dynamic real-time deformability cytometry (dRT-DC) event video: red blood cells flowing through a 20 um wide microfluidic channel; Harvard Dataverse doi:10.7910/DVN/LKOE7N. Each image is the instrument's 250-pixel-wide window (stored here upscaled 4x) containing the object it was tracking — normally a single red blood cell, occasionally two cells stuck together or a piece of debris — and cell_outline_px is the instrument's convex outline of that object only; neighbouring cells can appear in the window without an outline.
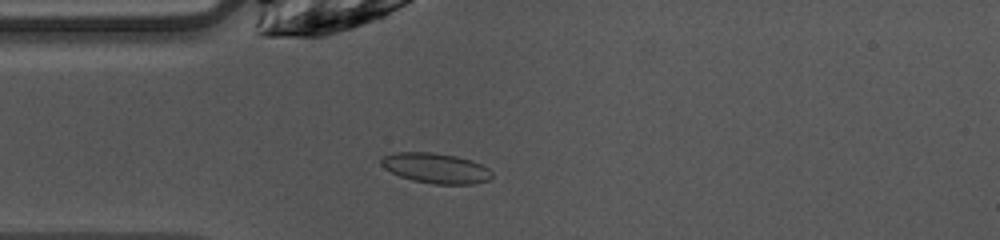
{"species": "common noctule bat (a hibernating species)", "species_latin": "Nyctalus noctula", "temperature_condition": "warm", "stored_images_in_passage": 37, "camera_frame_rate_fps": 3000, "um_per_image_px": 0.085, "animal": {"sex": "female", "body_mass_g": 10.0, "forearm_length_mm": 53.1}, "frame": {"image": 1, "passage_image": 1, "time_ms": 0.0, "image_size_px": [1000, 240], "cell_outline_px": [[492, 176], [488, 180], [472, 184], [432, 184], [412, 180], [400, 176], [384, 168], [380, 164], [380, 160], [384, 156], [396, 152], [432, 152], [456, 156], [472, 160], [488, 168], [492, 172]], "centroid_in_image_um": [37.04, 14.29], "position_along_channel_um": 48.0, "area_um2": 19.48}}
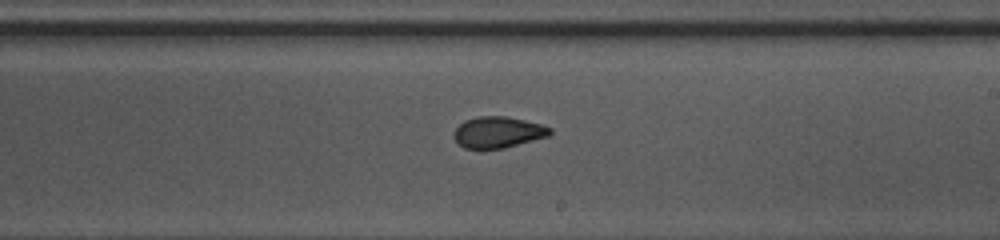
{"frame": {"image": 2, "passage_image": 16, "time_ms": 5.0, "image_size_px": [1000, 240], "cell_outline_px": [[552, 132], [548, 136], [504, 148], [464, 148], [452, 136], [452, 132], [464, 120], [476, 116], [504, 116], [524, 120], [540, 124], [552, 128]], "centroid_in_image_um": [42.31, 11.23], "position_along_channel_um": 246.7, "area_um2": 17.4}}
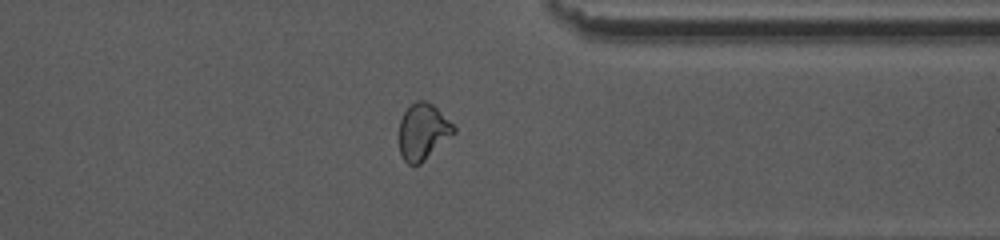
{"frame": {"image": 3, "passage_image": 26, "time_ms": 8.333, "image_size_px": [1000, 240], "cell_outline_px": [[456, 132], [420, 164], [408, 164], [404, 160], [400, 152], [400, 120], [404, 112], [416, 100], [424, 100], [432, 104], [456, 128]], "centroid_in_image_um": [35.95, 11.19], "position_along_channel_um": 375.5, "area_um2": 17.57}, "authors_computed_cell_mechanics": {"area_um2": 18.0336, "velocity_mm_per_s": 4.0688, "shape_relaxation_time_tau1_ms": 6.7802, "shape_relaxation_time_tau2_ms": 1.0214, "deformation_change_tau1": 0.1588, "deformation_change_tau2": 0.0644}}